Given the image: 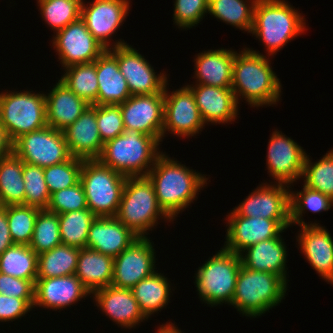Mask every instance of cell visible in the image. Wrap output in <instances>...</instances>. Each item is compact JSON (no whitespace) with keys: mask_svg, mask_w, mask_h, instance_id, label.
<instances>
[{"mask_svg":"<svg viewBox=\"0 0 333 333\" xmlns=\"http://www.w3.org/2000/svg\"><path fill=\"white\" fill-rule=\"evenodd\" d=\"M209 176L182 164L165 151L147 174L159 206L173 221L197 201L199 192L211 182Z\"/></svg>","mask_w":333,"mask_h":333,"instance_id":"cell-1","label":"cell"},{"mask_svg":"<svg viewBox=\"0 0 333 333\" xmlns=\"http://www.w3.org/2000/svg\"><path fill=\"white\" fill-rule=\"evenodd\" d=\"M271 63L270 56L250 46L236 51L231 89L239 107L241 101L259 109L276 106L282 100V83Z\"/></svg>","mask_w":333,"mask_h":333,"instance_id":"cell-2","label":"cell"},{"mask_svg":"<svg viewBox=\"0 0 333 333\" xmlns=\"http://www.w3.org/2000/svg\"><path fill=\"white\" fill-rule=\"evenodd\" d=\"M298 10L288 0L257 1L250 36L261 43L266 56L274 58L288 42L306 34L309 26Z\"/></svg>","mask_w":333,"mask_h":333,"instance_id":"cell-3","label":"cell"},{"mask_svg":"<svg viewBox=\"0 0 333 333\" xmlns=\"http://www.w3.org/2000/svg\"><path fill=\"white\" fill-rule=\"evenodd\" d=\"M161 143L137 130H125L103 144L97 159L126 177L147 176L156 159L163 153Z\"/></svg>","mask_w":333,"mask_h":333,"instance_id":"cell-4","label":"cell"},{"mask_svg":"<svg viewBox=\"0 0 333 333\" xmlns=\"http://www.w3.org/2000/svg\"><path fill=\"white\" fill-rule=\"evenodd\" d=\"M115 217L138 237H150L160 222L174 224L159 206L147 176L127 177Z\"/></svg>","mask_w":333,"mask_h":333,"instance_id":"cell-5","label":"cell"},{"mask_svg":"<svg viewBox=\"0 0 333 333\" xmlns=\"http://www.w3.org/2000/svg\"><path fill=\"white\" fill-rule=\"evenodd\" d=\"M289 284L279 275L240 268L231 302L246 319L262 317L285 299Z\"/></svg>","mask_w":333,"mask_h":333,"instance_id":"cell-6","label":"cell"},{"mask_svg":"<svg viewBox=\"0 0 333 333\" xmlns=\"http://www.w3.org/2000/svg\"><path fill=\"white\" fill-rule=\"evenodd\" d=\"M215 252L196 268L193 277L199 300L204 306L211 308L231 305L242 266L239 254L227 251L223 247Z\"/></svg>","mask_w":333,"mask_h":333,"instance_id":"cell-7","label":"cell"},{"mask_svg":"<svg viewBox=\"0 0 333 333\" xmlns=\"http://www.w3.org/2000/svg\"><path fill=\"white\" fill-rule=\"evenodd\" d=\"M16 89L0 91V122L12 141L47 126L45 92Z\"/></svg>","mask_w":333,"mask_h":333,"instance_id":"cell-8","label":"cell"},{"mask_svg":"<svg viewBox=\"0 0 333 333\" xmlns=\"http://www.w3.org/2000/svg\"><path fill=\"white\" fill-rule=\"evenodd\" d=\"M127 177L101 164L83 160L80 182L87 199V208L97 217H115Z\"/></svg>","mask_w":333,"mask_h":333,"instance_id":"cell-9","label":"cell"},{"mask_svg":"<svg viewBox=\"0 0 333 333\" xmlns=\"http://www.w3.org/2000/svg\"><path fill=\"white\" fill-rule=\"evenodd\" d=\"M169 85L168 81L164 89L162 142L169 134L174 138L180 137L179 139L197 138L206 124L198 110L192 90L185 84L170 91Z\"/></svg>","mask_w":333,"mask_h":333,"instance_id":"cell-10","label":"cell"},{"mask_svg":"<svg viewBox=\"0 0 333 333\" xmlns=\"http://www.w3.org/2000/svg\"><path fill=\"white\" fill-rule=\"evenodd\" d=\"M87 3V4H86ZM131 0H83L81 19L87 29L106 49L127 44L124 39H112L126 22Z\"/></svg>","mask_w":333,"mask_h":333,"instance_id":"cell-11","label":"cell"},{"mask_svg":"<svg viewBox=\"0 0 333 333\" xmlns=\"http://www.w3.org/2000/svg\"><path fill=\"white\" fill-rule=\"evenodd\" d=\"M24 163L46 168L69 160L64 132L46 126L25 133L13 141V152Z\"/></svg>","mask_w":333,"mask_h":333,"instance_id":"cell-12","label":"cell"},{"mask_svg":"<svg viewBox=\"0 0 333 333\" xmlns=\"http://www.w3.org/2000/svg\"><path fill=\"white\" fill-rule=\"evenodd\" d=\"M116 57L131 95L161 93L169 79L168 72H155L154 65L129 43L109 49Z\"/></svg>","mask_w":333,"mask_h":333,"instance_id":"cell-13","label":"cell"},{"mask_svg":"<svg viewBox=\"0 0 333 333\" xmlns=\"http://www.w3.org/2000/svg\"><path fill=\"white\" fill-rule=\"evenodd\" d=\"M273 130L266 148L267 174L273 180L268 181L294 186L301 179L308 152L282 131Z\"/></svg>","mask_w":333,"mask_h":333,"instance_id":"cell-14","label":"cell"},{"mask_svg":"<svg viewBox=\"0 0 333 333\" xmlns=\"http://www.w3.org/2000/svg\"><path fill=\"white\" fill-rule=\"evenodd\" d=\"M224 222L226 234L224 245L227 251L240 254L247 247L277 237L291 226L290 220H270L239 216L233 209L227 212Z\"/></svg>","mask_w":333,"mask_h":333,"instance_id":"cell-15","label":"cell"},{"mask_svg":"<svg viewBox=\"0 0 333 333\" xmlns=\"http://www.w3.org/2000/svg\"><path fill=\"white\" fill-rule=\"evenodd\" d=\"M52 36L50 46L58 55L60 70L76 64L92 63L106 50L81 18Z\"/></svg>","mask_w":333,"mask_h":333,"instance_id":"cell-16","label":"cell"},{"mask_svg":"<svg viewBox=\"0 0 333 333\" xmlns=\"http://www.w3.org/2000/svg\"><path fill=\"white\" fill-rule=\"evenodd\" d=\"M151 237H139L113 260L112 286L132 289L157 271L156 248Z\"/></svg>","mask_w":333,"mask_h":333,"instance_id":"cell-17","label":"cell"},{"mask_svg":"<svg viewBox=\"0 0 333 333\" xmlns=\"http://www.w3.org/2000/svg\"><path fill=\"white\" fill-rule=\"evenodd\" d=\"M263 181L232 209L244 217L290 220V186Z\"/></svg>","mask_w":333,"mask_h":333,"instance_id":"cell-18","label":"cell"},{"mask_svg":"<svg viewBox=\"0 0 333 333\" xmlns=\"http://www.w3.org/2000/svg\"><path fill=\"white\" fill-rule=\"evenodd\" d=\"M125 130H137L162 144L164 91L151 95H131L119 104Z\"/></svg>","mask_w":333,"mask_h":333,"instance_id":"cell-19","label":"cell"},{"mask_svg":"<svg viewBox=\"0 0 333 333\" xmlns=\"http://www.w3.org/2000/svg\"><path fill=\"white\" fill-rule=\"evenodd\" d=\"M92 297L90 291L75 275L53 278H37L33 308L58 311L75 306L79 301ZM68 307V308H67Z\"/></svg>","mask_w":333,"mask_h":333,"instance_id":"cell-20","label":"cell"},{"mask_svg":"<svg viewBox=\"0 0 333 333\" xmlns=\"http://www.w3.org/2000/svg\"><path fill=\"white\" fill-rule=\"evenodd\" d=\"M296 247L316 274L333 287V237L325 226H299Z\"/></svg>","mask_w":333,"mask_h":333,"instance_id":"cell-21","label":"cell"},{"mask_svg":"<svg viewBox=\"0 0 333 333\" xmlns=\"http://www.w3.org/2000/svg\"><path fill=\"white\" fill-rule=\"evenodd\" d=\"M92 301L98 312L109 317L118 328L127 331L136 329L148 321L144 316L131 289L117 288L109 285L92 293ZM96 304V305H95Z\"/></svg>","mask_w":333,"mask_h":333,"instance_id":"cell-22","label":"cell"},{"mask_svg":"<svg viewBox=\"0 0 333 333\" xmlns=\"http://www.w3.org/2000/svg\"><path fill=\"white\" fill-rule=\"evenodd\" d=\"M186 84L194 94L198 110L208 125L234 124L240 116V107L231 88L203 84Z\"/></svg>","mask_w":333,"mask_h":333,"instance_id":"cell-23","label":"cell"},{"mask_svg":"<svg viewBox=\"0 0 333 333\" xmlns=\"http://www.w3.org/2000/svg\"><path fill=\"white\" fill-rule=\"evenodd\" d=\"M284 229L277 237L264 240L247 247L239 255L242 265L254 271L273 273L281 276L287 283L290 281L288 263V248L283 238Z\"/></svg>","mask_w":333,"mask_h":333,"instance_id":"cell-24","label":"cell"},{"mask_svg":"<svg viewBox=\"0 0 333 333\" xmlns=\"http://www.w3.org/2000/svg\"><path fill=\"white\" fill-rule=\"evenodd\" d=\"M236 49L217 48L202 50L194 56V82L221 88H231L232 68Z\"/></svg>","mask_w":333,"mask_h":333,"instance_id":"cell-25","label":"cell"},{"mask_svg":"<svg viewBox=\"0 0 333 333\" xmlns=\"http://www.w3.org/2000/svg\"><path fill=\"white\" fill-rule=\"evenodd\" d=\"M63 132L72 157L82 160H97L99 158L103 142L97 125L96 105H90Z\"/></svg>","mask_w":333,"mask_h":333,"instance_id":"cell-26","label":"cell"},{"mask_svg":"<svg viewBox=\"0 0 333 333\" xmlns=\"http://www.w3.org/2000/svg\"><path fill=\"white\" fill-rule=\"evenodd\" d=\"M58 81V82H57ZM45 92L47 126L64 131L90 106L72 92L59 78Z\"/></svg>","mask_w":333,"mask_h":333,"instance_id":"cell-27","label":"cell"},{"mask_svg":"<svg viewBox=\"0 0 333 333\" xmlns=\"http://www.w3.org/2000/svg\"><path fill=\"white\" fill-rule=\"evenodd\" d=\"M137 238L116 217H97L88 231L86 248L115 258Z\"/></svg>","mask_w":333,"mask_h":333,"instance_id":"cell-28","label":"cell"},{"mask_svg":"<svg viewBox=\"0 0 333 333\" xmlns=\"http://www.w3.org/2000/svg\"><path fill=\"white\" fill-rule=\"evenodd\" d=\"M96 74V105H119L131 96L127 82L119 70L117 57L109 49L96 59Z\"/></svg>","mask_w":333,"mask_h":333,"instance_id":"cell-29","label":"cell"},{"mask_svg":"<svg viewBox=\"0 0 333 333\" xmlns=\"http://www.w3.org/2000/svg\"><path fill=\"white\" fill-rule=\"evenodd\" d=\"M164 274L158 268L156 272L140 280L131 289L140 310L148 320H151V316H155L154 314L157 315L161 310L166 309L171 302L170 297L176 289Z\"/></svg>","mask_w":333,"mask_h":333,"instance_id":"cell-30","label":"cell"},{"mask_svg":"<svg viewBox=\"0 0 333 333\" xmlns=\"http://www.w3.org/2000/svg\"><path fill=\"white\" fill-rule=\"evenodd\" d=\"M114 258L90 248L80 249L75 275L92 294L112 284Z\"/></svg>","mask_w":333,"mask_h":333,"instance_id":"cell-31","label":"cell"},{"mask_svg":"<svg viewBox=\"0 0 333 333\" xmlns=\"http://www.w3.org/2000/svg\"><path fill=\"white\" fill-rule=\"evenodd\" d=\"M301 187V190L299 189L296 191L294 186H290L291 226L320 225L319 221L317 222V219L315 221L305 222V219L303 218L305 217V213L309 211L313 214H320L329 211L333 206V200L320 191L311 189L305 185Z\"/></svg>","mask_w":333,"mask_h":333,"instance_id":"cell-32","label":"cell"},{"mask_svg":"<svg viewBox=\"0 0 333 333\" xmlns=\"http://www.w3.org/2000/svg\"><path fill=\"white\" fill-rule=\"evenodd\" d=\"M258 0H209L208 14L218 22L250 34Z\"/></svg>","mask_w":333,"mask_h":333,"instance_id":"cell-33","label":"cell"},{"mask_svg":"<svg viewBox=\"0 0 333 333\" xmlns=\"http://www.w3.org/2000/svg\"><path fill=\"white\" fill-rule=\"evenodd\" d=\"M23 161L13 153L0 158V206L24 205Z\"/></svg>","mask_w":333,"mask_h":333,"instance_id":"cell-34","label":"cell"},{"mask_svg":"<svg viewBox=\"0 0 333 333\" xmlns=\"http://www.w3.org/2000/svg\"><path fill=\"white\" fill-rule=\"evenodd\" d=\"M0 273L31 280L35 284L38 255L29 245L14 244L0 255Z\"/></svg>","mask_w":333,"mask_h":333,"instance_id":"cell-35","label":"cell"},{"mask_svg":"<svg viewBox=\"0 0 333 333\" xmlns=\"http://www.w3.org/2000/svg\"><path fill=\"white\" fill-rule=\"evenodd\" d=\"M80 249L60 244L38 255L37 278H53L75 274Z\"/></svg>","mask_w":333,"mask_h":333,"instance_id":"cell-36","label":"cell"},{"mask_svg":"<svg viewBox=\"0 0 333 333\" xmlns=\"http://www.w3.org/2000/svg\"><path fill=\"white\" fill-rule=\"evenodd\" d=\"M62 71L60 80L89 105H96L98 96L96 60L92 63L68 66Z\"/></svg>","mask_w":333,"mask_h":333,"instance_id":"cell-37","label":"cell"},{"mask_svg":"<svg viewBox=\"0 0 333 333\" xmlns=\"http://www.w3.org/2000/svg\"><path fill=\"white\" fill-rule=\"evenodd\" d=\"M40 17L55 34L81 18L83 0H36Z\"/></svg>","mask_w":333,"mask_h":333,"instance_id":"cell-38","label":"cell"},{"mask_svg":"<svg viewBox=\"0 0 333 333\" xmlns=\"http://www.w3.org/2000/svg\"><path fill=\"white\" fill-rule=\"evenodd\" d=\"M61 244L79 249L86 248L88 231L97 216L88 208L58 214Z\"/></svg>","mask_w":333,"mask_h":333,"instance_id":"cell-39","label":"cell"},{"mask_svg":"<svg viewBox=\"0 0 333 333\" xmlns=\"http://www.w3.org/2000/svg\"><path fill=\"white\" fill-rule=\"evenodd\" d=\"M310 157L307 154L305 158L302 185L320 191L333 200V148L315 162Z\"/></svg>","mask_w":333,"mask_h":333,"instance_id":"cell-40","label":"cell"},{"mask_svg":"<svg viewBox=\"0 0 333 333\" xmlns=\"http://www.w3.org/2000/svg\"><path fill=\"white\" fill-rule=\"evenodd\" d=\"M61 244L59 216L46 209L39 211L35 224L30 248L37 255L50 251Z\"/></svg>","mask_w":333,"mask_h":333,"instance_id":"cell-41","label":"cell"},{"mask_svg":"<svg viewBox=\"0 0 333 333\" xmlns=\"http://www.w3.org/2000/svg\"><path fill=\"white\" fill-rule=\"evenodd\" d=\"M40 210L26 205L6 206L9 232L14 244L30 245L35 220Z\"/></svg>","mask_w":333,"mask_h":333,"instance_id":"cell-42","label":"cell"},{"mask_svg":"<svg viewBox=\"0 0 333 333\" xmlns=\"http://www.w3.org/2000/svg\"><path fill=\"white\" fill-rule=\"evenodd\" d=\"M25 188L24 205L47 209L50 193L44 178V168L23 162Z\"/></svg>","mask_w":333,"mask_h":333,"instance_id":"cell-43","label":"cell"},{"mask_svg":"<svg viewBox=\"0 0 333 333\" xmlns=\"http://www.w3.org/2000/svg\"><path fill=\"white\" fill-rule=\"evenodd\" d=\"M83 160L71 157L69 160L44 168V178L50 194L74 186L80 181Z\"/></svg>","mask_w":333,"mask_h":333,"instance_id":"cell-44","label":"cell"},{"mask_svg":"<svg viewBox=\"0 0 333 333\" xmlns=\"http://www.w3.org/2000/svg\"><path fill=\"white\" fill-rule=\"evenodd\" d=\"M209 0H174L173 25L179 30L196 28L208 15Z\"/></svg>","mask_w":333,"mask_h":333,"instance_id":"cell-45","label":"cell"},{"mask_svg":"<svg viewBox=\"0 0 333 333\" xmlns=\"http://www.w3.org/2000/svg\"><path fill=\"white\" fill-rule=\"evenodd\" d=\"M81 209H87V199L82 184L79 181L74 186L50 194L46 210L63 214Z\"/></svg>","mask_w":333,"mask_h":333,"instance_id":"cell-46","label":"cell"},{"mask_svg":"<svg viewBox=\"0 0 333 333\" xmlns=\"http://www.w3.org/2000/svg\"><path fill=\"white\" fill-rule=\"evenodd\" d=\"M96 119L103 144L125 131L120 105H96Z\"/></svg>","mask_w":333,"mask_h":333,"instance_id":"cell-47","label":"cell"},{"mask_svg":"<svg viewBox=\"0 0 333 333\" xmlns=\"http://www.w3.org/2000/svg\"><path fill=\"white\" fill-rule=\"evenodd\" d=\"M34 298H16L0 294V324L25 318L33 309Z\"/></svg>","mask_w":333,"mask_h":333,"instance_id":"cell-48","label":"cell"},{"mask_svg":"<svg viewBox=\"0 0 333 333\" xmlns=\"http://www.w3.org/2000/svg\"><path fill=\"white\" fill-rule=\"evenodd\" d=\"M35 284L31 280H24L0 273V294L16 298H34Z\"/></svg>","mask_w":333,"mask_h":333,"instance_id":"cell-49","label":"cell"},{"mask_svg":"<svg viewBox=\"0 0 333 333\" xmlns=\"http://www.w3.org/2000/svg\"><path fill=\"white\" fill-rule=\"evenodd\" d=\"M14 245L10 232L6 215V206H0V255L9 247Z\"/></svg>","mask_w":333,"mask_h":333,"instance_id":"cell-50","label":"cell"},{"mask_svg":"<svg viewBox=\"0 0 333 333\" xmlns=\"http://www.w3.org/2000/svg\"><path fill=\"white\" fill-rule=\"evenodd\" d=\"M13 152V141L9 137L4 126L0 122V158L6 157Z\"/></svg>","mask_w":333,"mask_h":333,"instance_id":"cell-51","label":"cell"},{"mask_svg":"<svg viewBox=\"0 0 333 333\" xmlns=\"http://www.w3.org/2000/svg\"><path fill=\"white\" fill-rule=\"evenodd\" d=\"M155 333H184L181 331L180 328H178V325L175 324V321L172 323L170 321H166V323L159 324L157 326V330Z\"/></svg>","mask_w":333,"mask_h":333,"instance_id":"cell-52","label":"cell"}]
</instances>
